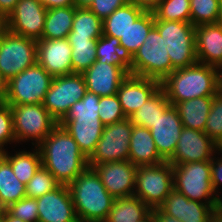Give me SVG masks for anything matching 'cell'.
Returning <instances> with one entry per match:
<instances>
[{
  "mask_svg": "<svg viewBox=\"0 0 222 222\" xmlns=\"http://www.w3.org/2000/svg\"><path fill=\"white\" fill-rule=\"evenodd\" d=\"M16 142L13 130V116L10 105H0V151H5L4 145Z\"/></svg>",
  "mask_w": 222,
  "mask_h": 222,
  "instance_id": "obj_42",
  "label": "cell"
},
{
  "mask_svg": "<svg viewBox=\"0 0 222 222\" xmlns=\"http://www.w3.org/2000/svg\"><path fill=\"white\" fill-rule=\"evenodd\" d=\"M219 146L200 130L183 127L175 153L168 161L172 166L211 160Z\"/></svg>",
  "mask_w": 222,
  "mask_h": 222,
  "instance_id": "obj_15",
  "label": "cell"
},
{
  "mask_svg": "<svg viewBox=\"0 0 222 222\" xmlns=\"http://www.w3.org/2000/svg\"><path fill=\"white\" fill-rule=\"evenodd\" d=\"M6 31H7V17L0 16V41Z\"/></svg>",
  "mask_w": 222,
  "mask_h": 222,
  "instance_id": "obj_53",
  "label": "cell"
},
{
  "mask_svg": "<svg viewBox=\"0 0 222 222\" xmlns=\"http://www.w3.org/2000/svg\"><path fill=\"white\" fill-rule=\"evenodd\" d=\"M0 222H4V210H0Z\"/></svg>",
  "mask_w": 222,
  "mask_h": 222,
  "instance_id": "obj_56",
  "label": "cell"
},
{
  "mask_svg": "<svg viewBox=\"0 0 222 222\" xmlns=\"http://www.w3.org/2000/svg\"><path fill=\"white\" fill-rule=\"evenodd\" d=\"M137 222H155L152 212H150L145 218Z\"/></svg>",
  "mask_w": 222,
  "mask_h": 222,
  "instance_id": "obj_55",
  "label": "cell"
},
{
  "mask_svg": "<svg viewBox=\"0 0 222 222\" xmlns=\"http://www.w3.org/2000/svg\"><path fill=\"white\" fill-rule=\"evenodd\" d=\"M36 200L38 222H79L67 185L60 184Z\"/></svg>",
  "mask_w": 222,
  "mask_h": 222,
  "instance_id": "obj_18",
  "label": "cell"
},
{
  "mask_svg": "<svg viewBox=\"0 0 222 222\" xmlns=\"http://www.w3.org/2000/svg\"><path fill=\"white\" fill-rule=\"evenodd\" d=\"M99 101L97 94L86 91L84 97L75 102L59 122L87 159L94 153L104 128L99 119Z\"/></svg>",
  "mask_w": 222,
  "mask_h": 222,
  "instance_id": "obj_3",
  "label": "cell"
},
{
  "mask_svg": "<svg viewBox=\"0 0 222 222\" xmlns=\"http://www.w3.org/2000/svg\"><path fill=\"white\" fill-rule=\"evenodd\" d=\"M173 167V189L188 199L210 205L214 210L222 206L211 185L210 160L189 162ZM205 202H203V201Z\"/></svg>",
  "mask_w": 222,
  "mask_h": 222,
  "instance_id": "obj_5",
  "label": "cell"
},
{
  "mask_svg": "<svg viewBox=\"0 0 222 222\" xmlns=\"http://www.w3.org/2000/svg\"><path fill=\"white\" fill-rule=\"evenodd\" d=\"M128 3V0H93L89 9L102 21L111 15L117 8Z\"/></svg>",
  "mask_w": 222,
  "mask_h": 222,
  "instance_id": "obj_43",
  "label": "cell"
},
{
  "mask_svg": "<svg viewBox=\"0 0 222 222\" xmlns=\"http://www.w3.org/2000/svg\"><path fill=\"white\" fill-rule=\"evenodd\" d=\"M82 75L87 91L99 97L116 95L121 82L128 76L121 67L97 60Z\"/></svg>",
  "mask_w": 222,
  "mask_h": 222,
  "instance_id": "obj_21",
  "label": "cell"
},
{
  "mask_svg": "<svg viewBox=\"0 0 222 222\" xmlns=\"http://www.w3.org/2000/svg\"><path fill=\"white\" fill-rule=\"evenodd\" d=\"M53 77L38 63L31 66L6 84V104H43Z\"/></svg>",
  "mask_w": 222,
  "mask_h": 222,
  "instance_id": "obj_9",
  "label": "cell"
},
{
  "mask_svg": "<svg viewBox=\"0 0 222 222\" xmlns=\"http://www.w3.org/2000/svg\"><path fill=\"white\" fill-rule=\"evenodd\" d=\"M171 105L166 97L165 92L160 87L137 111L129 117L133 125H139L148 129L158 119L160 114Z\"/></svg>",
  "mask_w": 222,
  "mask_h": 222,
  "instance_id": "obj_31",
  "label": "cell"
},
{
  "mask_svg": "<svg viewBox=\"0 0 222 222\" xmlns=\"http://www.w3.org/2000/svg\"><path fill=\"white\" fill-rule=\"evenodd\" d=\"M153 11H145L119 39L120 45L125 47L133 56L145 42L150 30L154 27Z\"/></svg>",
  "mask_w": 222,
  "mask_h": 222,
  "instance_id": "obj_33",
  "label": "cell"
},
{
  "mask_svg": "<svg viewBox=\"0 0 222 222\" xmlns=\"http://www.w3.org/2000/svg\"><path fill=\"white\" fill-rule=\"evenodd\" d=\"M195 49L201 64L218 66L222 63V26L219 23L195 26Z\"/></svg>",
  "mask_w": 222,
  "mask_h": 222,
  "instance_id": "obj_22",
  "label": "cell"
},
{
  "mask_svg": "<svg viewBox=\"0 0 222 222\" xmlns=\"http://www.w3.org/2000/svg\"><path fill=\"white\" fill-rule=\"evenodd\" d=\"M37 41L9 30L0 41V75L8 82L23 70L37 63Z\"/></svg>",
  "mask_w": 222,
  "mask_h": 222,
  "instance_id": "obj_11",
  "label": "cell"
},
{
  "mask_svg": "<svg viewBox=\"0 0 222 222\" xmlns=\"http://www.w3.org/2000/svg\"><path fill=\"white\" fill-rule=\"evenodd\" d=\"M207 222H222V206L210 214Z\"/></svg>",
  "mask_w": 222,
  "mask_h": 222,
  "instance_id": "obj_50",
  "label": "cell"
},
{
  "mask_svg": "<svg viewBox=\"0 0 222 222\" xmlns=\"http://www.w3.org/2000/svg\"><path fill=\"white\" fill-rule=\"evenodd\" d=\"M79 222H104L114 197L104 187L93 168H86L68 185Z\"/></svg>",
  "mask_w": 222,
  "mask_h": 222,
  "instance_id": "obj_2",
  "label": "cell"
},
{
  "mask_svg": "<svg viewBox=\"0 0 222 222\" xmlns=\"http://www.w3.org/2000/svg\"><path fill=\"white\" fill-rule=\"evenodd\" d=\"M129 161L137 167L164 162L158 153L150 129L133 125L129 145Z\"/></svg>",
  "mask_w": 222,
  "mask_h": 222,
  "instance_id": "obj_24",
  "label": "cell"
},
{
  "mask_svg": "<svg viewBox=\"0 0 222 222\" xmlns=\"http://www.w3.org/2000/svg\"><path fill=\"white\" fill-rule=\"evenodd\" d=\"M46 9L74 6V0H39Z\"/></svg>",
  "mask_w": 222,
  "mask_h": 222,
  "instance_id": "obj_45",
  "label": "cell"
},
{
  "mask_svg": "<svg viewBox=\"0 0 222 222\" xmlns=\"http://www.w3.org/2000/svg\"><path fill=\"white\" fill-rule=\"evenodd\" d=\"M59 185L60 183L55 179L52 173L41 166L25 185L26 196L37 199L56 189Z\"/></svg>",
  "mask_w": 222,
  "mask_h": 222,
  "instance_id": "obj_38",
  "label": "cell"
},
{
  "mask_svg": "<svg viewBox=\"0 0 222 222\" xmlns=\"http://www.w3.org/2000/svg\"><path fill=\"white\" fill-rule=\"evenodd\" d=\"M86 91L82 73L54 77L43 105L57 122H60L69 112L71 106L84 97Z\"/></svg>",
  "mask_w": 222,
  "mask_h": 222,
  "instance_id": "obj_13",
  "label": "cell"
},
{
  "mask_svg": "<svg viewBox=\"0 0 222 222\" xmlns=\"http://www.w3.org/2000/svg\"><path fill=\"white\" fill-rule=\"evenodd\" d=\"M6 84L7 82L0 75V105L6 103Z\"/></svg>",
  "mask_w": 222,
  "mask_h": 222,
  "instance_id": "obj_51",
  "label": "cell"
},
{
  "mask_svg": "<svg viewBox=\"0 0 222 222\" xmlns=\"http://www.w3.org/2000/svg\"><path fill=\"white\" fill-rule=\"evenodd\" d=\"M222 63L216 66L217 94L222 96Z\"/></svg>",
  "mask_w": 222,
  "mask_h": 222,
  "instance_id": "obj_49",
  "label": "cell"
},
{
  "mask_svg": "<svg viewBox=\"0 0 222 222\" xmlns=\"http://www.w3.org/2000/svg\"><path fill=\"white\" fill-rule=\"evenodd\" d=\"M4 158V152L0 151V161Z\"/></svg>",
  "mask_w": 222,
  "mask_h": 222,
  "instance_id": "obj_58",
  "label": "cell"
},
{
  "mask_svg": "<svg viewBox=\"0 0 222 222\" xmlns=\"http://www.w3.org/2000/svg\"><path fill=\"white\" fill-rule=\"evenodd\" d=\"M75 6L47 9L42 38H68L72 29Z\"/></svg>",
  "mask_w": 222,
  "mask_h": 222,
  "instance_id": "obj_29",
  "label": "cell"
},
{
  "mask_svg": "<svg viewBox=\"0 0 222 222\" xmlns=\"http://www.w3.org/2000/svg\"><path fill=\"white\" fill-rule=\"evenodd\" d=\"M145 11L144 8L132 3L117 8L102 21L103 35L120 39Z\"/></svg>",
  "mask_w": 222,
  "mask_h": 222,
  "instance_id": "obj_27",
  "label": "cell"
},
{
  "mask_svg": "<svg viewBox=\"0 0 222 222\" xmlns=\"http://www.w3.org/2000/svg\"><path fill=\"white\" fill-rule=\"evenodd\" d=\"M4 222H25L20 218L13 217L6 209L4 210Z\"/></svg>",
  "mask_w": 222,
  "mask_h": 222,
  "instance_id": "obj_54",
  "label": "cell"
},
{
  "mask_svg": "<svg viewBox=\"0 0 222 222\" xmlns=\"http://www.w3.org/2000/svg\"><path fill=\"white\" fill-rule=\"evenodd\" d=\"M152 11L155 20L190 22V0H161Z\"/></svg>",
  "mask_w": 222,
  "mask_h": 222,
  "instance_id": "obj_37",
  "label": "cell"
},
{
  "mask_svg": "<svg viewBox=\"0 0 222 222\" xmlns=\"http://www.w3.org/2000/svg\"><path fill=\"white\" fill-rule=\"evenodd\" d=\"M42 166L49 170L63 185L71 183L88 168V159L81 152L77 142L58 124L37 146Z\"/></svg>",
  "mask_w": 222,
  "mask_h": 222,
  "instance_id": "obj_1",
  "label": "cell"
},
{
  "mask_svg": "<svg viewBox=\"0 0 222 222\" xmlns=\"http://www.w3.org/2000/svg\"><path fill=\"white\" fill-rule=\"evenodd\" d=\"M161 87V82L128 75L120 84L116 93L122 110L127 118L137 111Z\"/></svg>",
  "mask_w": 222,
  "mask_h": 222,
  "instance_id": "obj_20",
  "label": "cell"
},
{
  "mask_svg": "<svg viewBox=\"0 0 222 222\" xmlns=\"http://www.w3.org/2000/svg\"><path fill=\"white\" fill-rule=\"evenodd\" d=\"M182 129L183 124L174 105L160 114L150 129L158 153L164 161L173 157Z\"/></svg>",
  "mask_w": 222,
  "mask_h": 222,
  "instance_id": "obj_19",
  "label": "cell"
},
{
  "mask_svg": "<svg viewBox=\"0 0 222 222\" xmlns=\"http://www.w3.org/2000/svg\"><path fill=\"white\" fill-rule=\"evenodd\" d=\"M71 45L68 38L37 41V63L53 78L73 73Z\"/></svg>",
  "mask_w": 222,
  "mask_h": 222,
  "instance_id": "obj_17",
  "label": "cell"
},
{
  "mask_svg": "<svg viewBox=\"0 0 222 222\" xmlns=\"http://www.w3.org/2000/svg\"><path fill=\"white\" fill-rule=\"evenodd\" d=\"M96 57L100 63L114 64L121 67L128 75L132 68L133 56L118 38L102 35L96 41Z\"/></svg>",
  "mask_w": 222,
  "mask_h": 222,
  "instance_id": "obj_26",
  "label": "cell"
},
{
  "mask_svg": "<svg viewBox=\"0 0 222 222\" xmlns=\"http://www.w3.org/2000/svg\"><path fill=\"white\" fill-rule=\"evenodd\" d=\"M6 210L16 218L25 222H38V203L35 198L25 196Z\"/></svg>",
  "mask_w": 222,
  "mask_h": 222,
  "instance_id": "obj_41",
  "label": "cell"
},
{
  "mask_svg": "<svg viewBox=\"0 0 222 222\" xmlns=\"http://www.w3.org/2000/svg\"><path fill=\"white\" fill-rule=\"evenodd\" d=\"M33 150V152L25 150L16 151L14 155H9L6 150L4 151V158L10 163L15 176L25 185L42 166L38 147L35 146Z\"/></svg>",
  "mask_w": 222,
  "mask_h": 222,
  "instance_id": "obj_32",
  "label": "cell"
},
{
  "mask_svg": "<svg viewBox=\"0 0 222 222\" xmlns=\"http://www.w3.org/2000/svg\"><path fill=\"white\" fill-rule=\"evenodd\" d=\"M98 38H68L71 45L73 73H83L96 60V41Z\"/></svg>",
  "mask_w": 222,
  "mask_h": 222,
  "instance_id": "obj_35",
  "label": "cell"
},
{
  "mask_svg": "<svg viewBox=\"0 0 222 222\" xmlns=\"http://www.w3.org/2000/svg\"><path fill=\"white\" fill-rule=\"evenodd\" d=\"M212 103L213 96H208L178 102L174 106L178 111L183 127L204 132Z\"/></svg>",
  "mask_w": 222,
  "mask_h": 222,
  "instance_id": "obj_25",
  "label": "cell"
},
{
  "mask_svg": "<svg viewBox=\"0 0 222 222\" xmlns=\"http://www.w3.org/2000/svg\"><path fill=\"white\" fill-rule=\"evenodd\" d=\"M10 109L16 143L34 140L32 145L38 146L59 124L41 103L10 105Z\"/></svg>",
  "mask_w": 222,
  "mask_h": 222,
  "instance_id": "obj_8",
  "label": "cell"
},
{
  "mask_svg": "<svg viewBox=\"0 0 222 222\" xmlns=\"http://www.w3.org/2000/svg\"><path fill=\"white\" fill-rule=\"evenodd\" d=\"M132 128L129 118L104 126L96 149L88 159V166L93 168L100 163L129 160Z\"/></svg>",
  "mask_w": 222,
  "mask_h": 222,
  "instance_id": "obj_12",
  "label": "cell"
},
{
  "mask_svg": "<svg viewBox=\"0 0 222 222\" xmlns=\"http://www.w3.org/2000/svg\"><path fill=\"white\" fill-rule=\"evenodd\" d=\"M216 82V67L197 62L174 70L161 82V88L171 105H175L198 97L215 96Z\"/></svg>",
  "mask_w": 222,
  "mask_h": 222,
  "instance_id": "obj_4",
  "label": "cell"
},
{
  "mask_svg": "<svg viewBox=\"0 0 222 222\" xmlns=\"http://www.w3.org/2000/svg\"><path fill=\"white\" fill-rule=\"evenodd\" d=\"M171 73L172 63L166 44L158 30L153 27L145 42L133 55L130 74L162 82Z\"/></svg>",
  "mask_w": 222,
  "mask_h": 222,
  "instance_id": "obj_7",
  "label": "cell"
},
{
  "mask_svg": "<svg viewBox=\"0 0 222 222\" xmlns=\"http://www.w3.org/2000/svg\"><path fill=\"white\" fill-rule=\"evenodd\" d=\"M172 63V72L196 64L195 26L191 22L155 20Z\"/></svg>",
  "mask_w": 222,
  "mask_h": 222,
  "instance_id": "obj_6",
  "label": "cell"
},
{
  "mask_svg": "<svg viewBox=\"0 0 222 222\" xmlns=\"http://www.w3.org/2000/svg\"><path fill=\"white\" fill-rule=\"evenodd\" d=\"M93 0H74V6L78 8H89Z\"/></svg>",
  "mask_w": 222,
  "mask_h": 222,
  "instance_id": "obj_52",
  "label": "cell"
},
{
  "mask_svg": "<svg viewBox=\"0 0 222 222\" xmlns=\"http://www.w3.org/2000/svg\"><path fill=\"white\" fill-rule=\"evenodd\" d=\"M160 208L182 222H207L214 209L205 203L188 199L176 190H172Z\"/></svg>",
  "mask_w": 222,
  "mask_h": 222,
  "instance_id": "obj_23",
  "label": "cell"
},
{
  "mask_svg": "<svg viewBox=\"0 0 222 222\" xmlns=\"http://www.w3.org/2000/svg\"><path fill=\"white\" fill-rule=\"evenodd\" d=\"M172 190L173 167L168 161L137 167L134 196L150 209L160 207Z\"/></svg>",
  "mask_w": 222,
  "mask_h": 222,
  "instance_id": "obj_10",
  "label": "cell"
},
{
  "mask_svg": "<svg viewBox=\"0 0 222 222\" xmlns=\"http://www.w3.org/2000/svg\"><path fill=\"white\" fill-rule=\"evenodd\" d=\"M102 35V20L89 8L75 7L72 29L68 38H100Z\"/></svg>",
  "mask_w": 222,
  "mask_h": 222,
  "instance_id": "obj_34",
  "label": "cell"
},
{
  "mask_svg": "<svg viewBox=\"0 0 222 222\" xmlns=\"http://www.w3.org/2000/svg\"><path fill=\"white\" fill-rule=\"evenodd\" d=\"M99 119L104 126L120 122L125 116L117 95L100 97Z\"/></svg>",
  "mask_w": 222,
  "mask_h": 222,
  "instance_id": "obj_40",
  "label": "cell"
},
{
  "mask_svg": "<svg viewBox=\"0 0 222 222\" xmlns=\"http://www.w3.org/2000/svg\"><path fill=\"white\" fill-rule=\"evenodd\" d=\"M221 0H190V22L194 26L218 23Z\"/></svg>",
  "mask_w": 222,
  "mask_h": 222,
  "instance_id": "obj_36",
  "label": "cell"
},
{
  "mask_svg": "<svg viewBox=\"0 0 222 222\" xmlns=\"http://www.w3.org/2000/svg\"><path fill=\"white\" fill-rule=\"evenodd\" d=\"M160 2L161 0H128V3L142 7L146 11H152Z\"/></svg>",
  "mask_w": 222,
  "mask_h": 222,
  "instance_id": "obj_48",
  "label": "cell"
},
{
  "mask_svg": "<svg viewBox=\"0 0 222 222\" xmlns=\"http://www.w3.org/2000/svg\"><path fill=\"white\" fill-rule=\"evenodd\" d=\"M218 23L222 26V9H221L220 18H219V22Z\"/></svg>",
  "mask_w": 222,
  "mask_h": 222,
  "instance_id": "obj_57",
  "label": "cell"
},
{
  "mask_svg": "<svg viewBox=\"0 0 222 222\" xmlns=\"http://www.w3.org/2000/svg\"><path fill=\"white\" fill-rule=\"evenodd\" d=\"M222 149V96H213V103L204 131Z\"/></svg>",
  "mask_w": 222,
  "mask_h": 222,
  "instance_id": "obj_39",
  "label": "cell"
},
{
  "mask_svg": "<svg viewBox=\"0 0 222 222\" xmlns=\"http://www.w3.org/2000/svg\"><path fill=\"white\" fill-rule=\"evenodd\" d=\"M222 153V149H220L217 153ZM211 165V185L214 190V193L219 197L220 195L217 194L219 190V185H222V158L218 157V159L214 156L210 160ZM217 192V193H216Z\"/></svg>",
  "mask_w": 222,
  "mask_h": 222,
  "instance_id": "obj_44",
  "label": "cell"
},
{
  "mask_svg": "<svg viewBox=\"0 0 222 222\" xmlns=\"http://www.w3.org/2000/svg\"><path fill=\"white\" fill-rule=\"evenodd\" d=\"M47 9L39 0H19L7 16V30L39 41L42 38Z\"/></svg>",
  "mask_w": 222,
  "mask_h": 222,
  "instance_id": "obj_14",
  "label": "cell"
},
{
  "mask_svg": "<svg viewBox=\"0 0 222 222\" xmlns=\"http://www.w3.org/2000/svg\"><path fill=\"white\" fill-rule=\"evenodd\" d=\"M93 169L114 198L134 195L137 166L129 160L100 163Z\"/></svg>",
  "mask_w": 222,
  "mask_h": 222,
  "instance_id": "obj_16",
  "label": "cell"
},
{
  "mask_svg": "<svg viewBox=\"0 0 222 222\" xmlns=\"http://www.w3.org/2000/svg\"><path fill=\"white\" fill-rule=\"evenodd\" d=\"M155 222H182L177 218L172 217L169 214H166L160 207L156 209H151Z\"/></svg>",
  "mask_w": 222,
  "mask_h": 222,
  "instance_id": "obj_46",
  "label": "cell"
},
{
  "mask_svg": "<svg viewBox=\"0 0 222 222\" xmlns=\"http://www.w3.org/2000/svg\"><path fill=\"white\" fill-rule=\"evenodd\" d=\"M19 0H0V16L7 17L16 7Z\"/></svg>",
  "mask_w": 222,
  "mask_h": 222,
  "instance_id": "obj_47",
  "label": "cell"
},
{
  "mask_svg": "<svg viewBox=\"0 0 222 222\" xmlns=\"http://www.w3.org/2000/svg\"><path fill=\"white\" fill-rule=\"evenodd\" d=\"M151 209L138 197L115 198L113 207L104 222H137L145 218Z\"/></svg>",
  "mask_w": 222,
  "mask_h": 222,
  "instance_id": "obj_28",
  "label": "cell"
},
{
  "mask_svg": "<svg viewBox=\"0 0 222 222\" xmlns=\"http://www.w3.org/2000/svg\"><path fill=\"white\" fill-rule=\"evenodd\" d=\"M26 196L25 184L15 176L10 163L3 158L0 161V208L5 210Z\"/></svg>",
  "mask_w": 222,
  "mask_h": 222,
  "instance_id": "obj_30",
  "label": "cell"
}]
</instances>
